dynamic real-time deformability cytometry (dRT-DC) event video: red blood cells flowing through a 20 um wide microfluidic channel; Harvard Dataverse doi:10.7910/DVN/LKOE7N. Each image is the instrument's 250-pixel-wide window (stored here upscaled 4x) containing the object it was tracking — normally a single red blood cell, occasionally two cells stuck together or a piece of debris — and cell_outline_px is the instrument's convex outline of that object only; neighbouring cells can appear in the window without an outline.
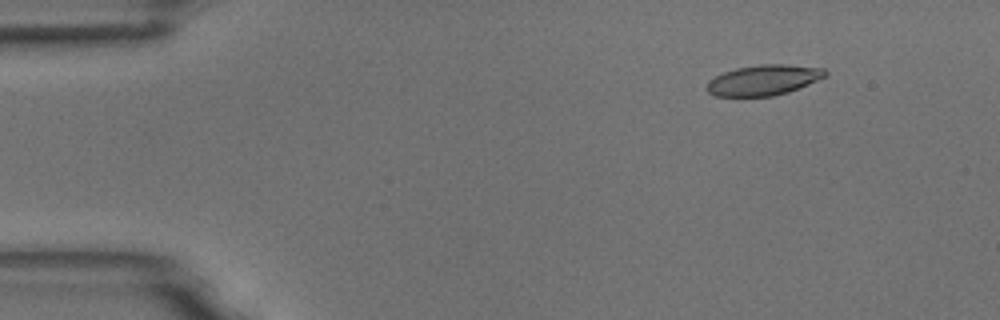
{"species": "common noctule bat (a hibernating species)", "species_latin": "Nyctalus noctula", "temperature_condition": "room temperature", "stored_images_in_passage": 3, "camera_frame_rate_fps": 3000, "um_per_image_px": 0.085, "animal": {"sex": "male", "body_mass_g": 18.8}, "frame": {"image": 1, "passage_image": 1, "time_ms": 0.0, "image_size_px": [1000, 320], "cell_outline_px": [[828, 76], [788, 92], [772, 96], [716, 96], [708, 92], [704, 88], [708, 80], [724, 72], [736, 68], [760, 64], [784, 64], [824, 68], [828, 72]], "centroid_in_image_um": [64.9, 6.8], "position_along_channel_um": 20.1, "area_um2": 21.1}}
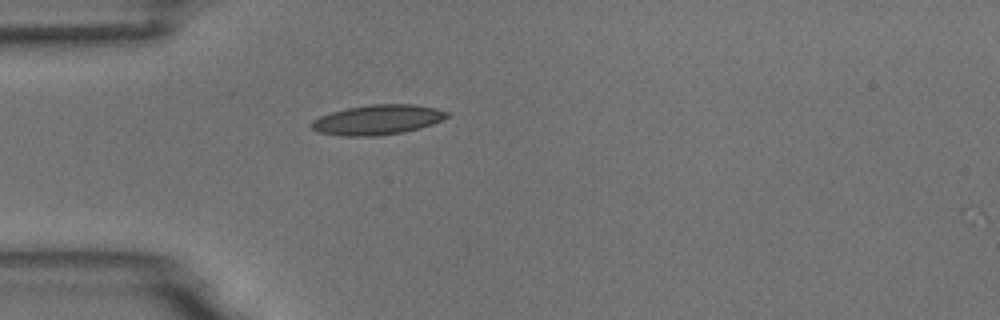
{"frame": {"image": 2, "passage_image": 3, "time_ms": 0.667, "image_size_px": [1000, 320], "cell_outline_px": [[448, 116], [432, 124], [420, 128], [404, 132], [376, 136], [344, 136], [320, 132], [312, 128], [308, 124], [312, 120], [320, 116], [332, 112], [348, 108], [372, 104], [416, 104], [436, 108], [448, 112]], "centroid_in_image_um": [32.08, 10.18], "position_along_channel_um": 52.9, "area_um2": 23.52}}